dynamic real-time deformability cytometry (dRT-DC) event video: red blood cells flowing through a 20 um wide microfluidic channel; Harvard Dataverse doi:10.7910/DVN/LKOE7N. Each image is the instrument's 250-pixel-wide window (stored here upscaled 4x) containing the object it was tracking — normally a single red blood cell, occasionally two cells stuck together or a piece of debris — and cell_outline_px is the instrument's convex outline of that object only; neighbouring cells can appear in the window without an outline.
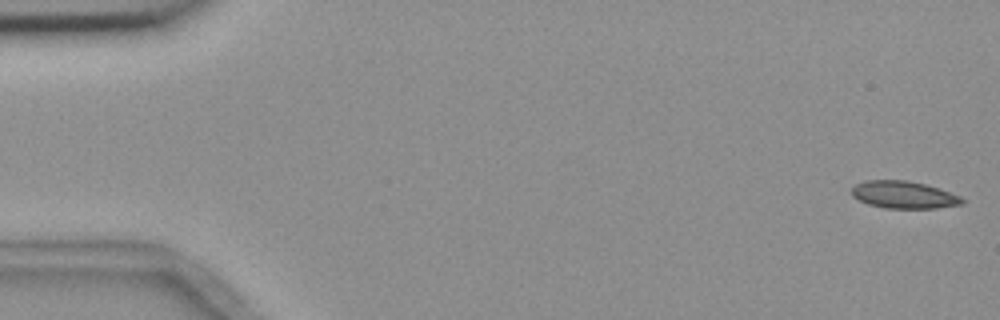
{"species": "common noctule bat (a hibernating species)", "species_latin": "Nyctalus noctula", "temperature_condition": "room temperature", "stored_images_in_passage": 10, "camera_frame_rate_fps": 3000, "um_per_image_px": 0.085, "animal": {"sex": "female", "body_mass_g": 18.4}, "frame": {"image": 1, "passage_image": 1, "time_ms": 0.0, "image_size_px": [1000, 320], "cell_outline_px": [[964, 204], [936, 208], [884, 208], [868, 204], [852, 196], [852, 188], [856, 184], [864, 180], [908, 180], [924, 184], [960, 196], [964, 200]], "centroid_in_image_um": [76.8, 16.56], "position_along_channel_um": 8.2, "area_um2": 17.46}}
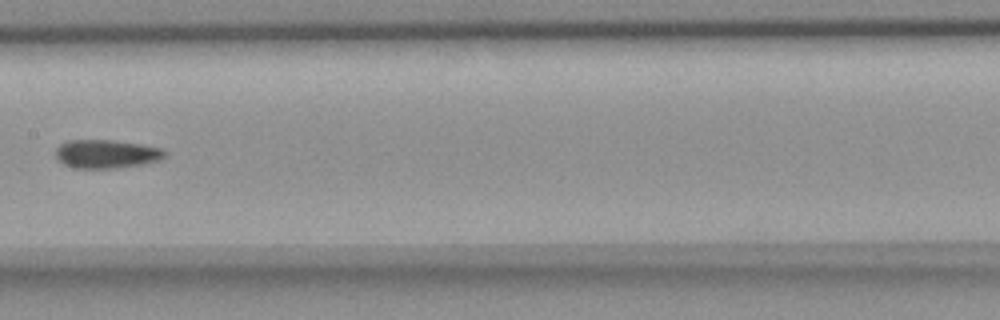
{"frame": {"image": 2, "passage_image": 7, "time_ms": 9.0, "image_size_px": [1000, 320], "cell_outline_px": [[168, 152], [160, 160], [140, 164], [116, 168], [76, 168], [64, 164], [56, 156], [56, 148], [60, 144], [68, 140], [112, 140], [140, 144], [160, 148]], "centroid_in_image_um": [9.04, 13.08], "position_along_channel_um": 198.4, "area_um2": 17.98}}
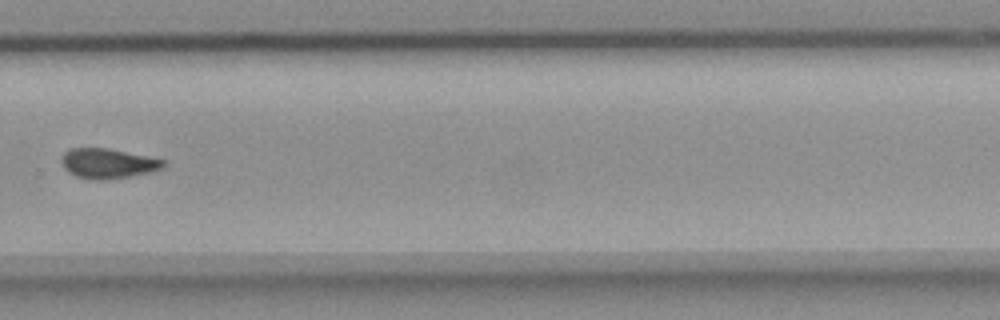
{"frame": {"image": 3, "passage_image": 10, "time_ms": 12.333, "image_size_px": [1000, 320], "cell_outline_px": [[164, 164], [160, 168], [148, 172], [108, 180], [92, 180], [76, 176], [68, 172], [64, 168], [60, 160], [64, 152], [72, 148], [108, 148], [164, 160]], "centroid_in_image_um": [9.08, 13.89], "position_along_channel_um": 320.7, "area_um2": 17.51}}